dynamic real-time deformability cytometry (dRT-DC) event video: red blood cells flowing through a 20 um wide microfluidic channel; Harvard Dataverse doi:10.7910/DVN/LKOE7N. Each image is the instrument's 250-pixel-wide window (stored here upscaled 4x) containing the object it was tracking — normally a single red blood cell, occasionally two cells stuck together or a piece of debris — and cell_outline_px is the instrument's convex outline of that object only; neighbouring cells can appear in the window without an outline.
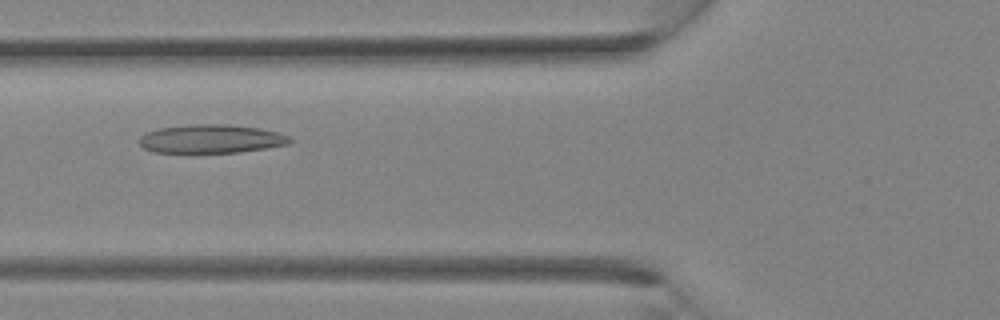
{"species": "Egyptian fruit bat (a non-hibernating species)", "species_latin": "Rousettus aegyptiacus", "temperature_condition": "room temperature", "stored_images_in_passage": 28, "camera_frame_rate_fps": 3000, "um_per_image_px": 0.085, "animal": {"sex": "female"}, "frame": {"image": 1, "passage_image": 7, "time_ms": 2.0, "image_size_px": [1000, 320], "cell_outline_px": [[292, 140], [288, 144], [268, 148], [240, 152], [196, 156], [152, 152], [144, 148], [140, 144], [140, 136], [148, 132], [160, 128], [188, 124], [228, 124], [260, 128], [280, 132], [288, 136]], "centroid_in_image_um": [17.92, 11.85], "position_along_channel_um": 107.9, "area_um2": 26.36}}
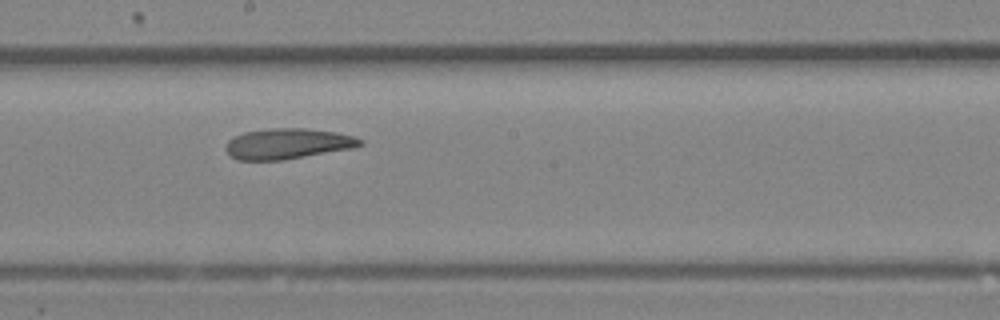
{"frame": {"image": 2, "passage_image": 13, "time_ms": 4.0, "image_size_px": [1000, 320], "cell_outline_px": [[364, 144], [352, 148], [284, 160], [236, 160], [224, 148], [228, 140], [232, 136], [244, 132], [272, 128], [304, 128], [336, 132], [352, 136], [364, 140]], "centroid_in_image_um": [24.43, 12.21], "position_along_channel_um": 223.8, "area_um2": 23.99}}
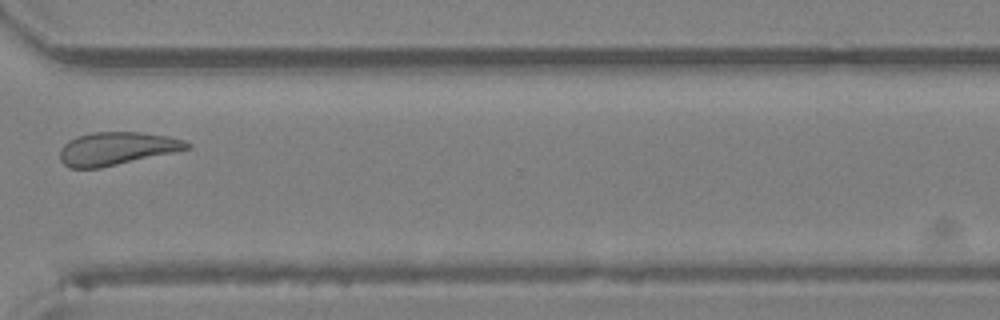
{"frame": {"image": 3, "passage_image": 20, "time_ms": 6.333, "image_size_px": [1000, 320], "cell_outline_px": [[192, 148], [100, 168], [68, 168], [60, 160], [60, 148], [68, 140], [76, 136], [92, 132], [140, 132], [168, 136], [184, 140], [192, 144]], "centroid_in_image_um": [9.9, 12.62], "position_along_channel_um": 360.7, "area_um2": 24.51}}